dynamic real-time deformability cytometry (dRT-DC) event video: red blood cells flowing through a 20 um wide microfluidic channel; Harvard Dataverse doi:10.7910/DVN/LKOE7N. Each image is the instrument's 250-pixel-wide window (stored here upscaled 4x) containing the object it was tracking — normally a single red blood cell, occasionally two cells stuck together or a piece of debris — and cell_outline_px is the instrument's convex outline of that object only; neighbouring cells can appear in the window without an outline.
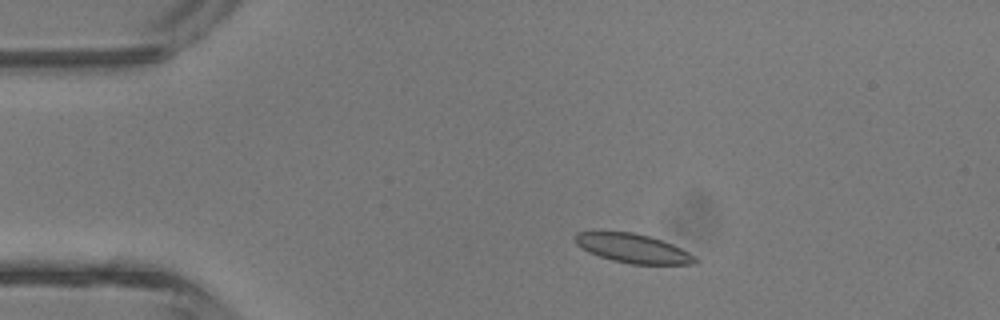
{"species": "common noctule bat (a hibernating species)", "species_latin": "Nyctalus noctula", "temperature_condition": "room temperature", "stored_images_in_passage": 37, "camera_frame_rate_fps": 3000, "um_per_image_px": 0.085, "animal": {"sex": "male", "body_mass_g": 13.3}, "frame": {"image": 1, "passage_image": 1, "time_ms": 0.0, "image_size_px": [1000, 320], "cell_outline_px": [[700, 260], [696, 264], [632, 264], [612, 260], [588, 252], [576, 244], [576, 232], [632, 232], [648, 236], [672, 244], [696, 256]], "centroid_in_image_um": [53.84, 21.12], "position_along_channel_um": 31.2, "area_um2": 20.06}}
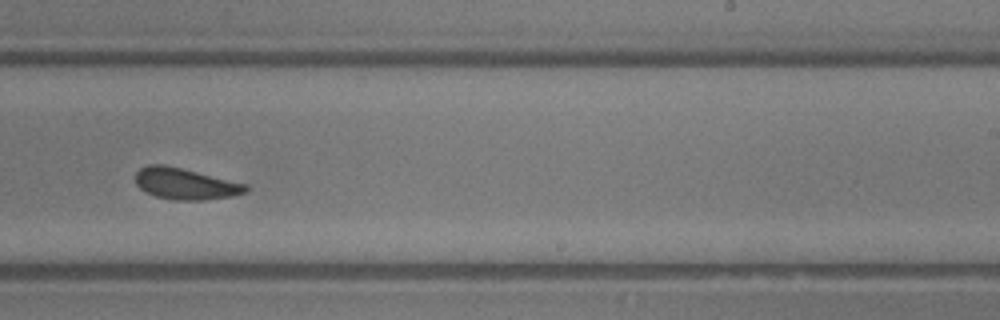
{"frame": {"image": 2, "passage_image": 20, "time_ms": 6.333, "image_size_px": [1000, 320], "cell_outline_px": [[248, 188], [244, 192], [232, 196], [204, 200], [176, 200], [156, 196], [144, 192], [136, 184], [136, 172], [140, 168], [148, 164], [164, 164], [248, 184]], "centroid_in_image_um": [15.73, 15.62], "position_along_channel_um": 273.3, "area_um2": 20.06}}
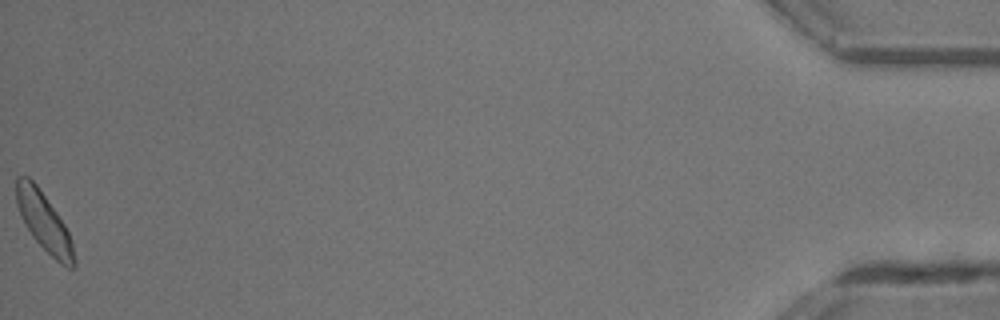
{"frame": {"image": 3, "passage_image": 37, "time_ms": 12.0, "image_size_px": [1000, 320], "cell_outline_px": [[76, 268], [68, 268], [60, 264], [32, 236], [24, 224], [16, 204], [16, 176], [28, 176], [36, 184], [56, 212], [64, 224], [72, 240], [76, 260]], "centroid_in_image_um": [3.75, 18.88], "position_along_channel_um": 431.5, "area_um2": 19.59}, "authors_computed_cell_mechanics": {"area_um2": 20.1722, "velocity_mm_per_s": 4.6362, "shape_relaxation_time_tau1_ms": 2.6549, "shape_relaxation_time_tau2_ms": 2.6689, "deformation_change_tau1": 0.0758, "deformation_change_tau2": 0.0642}}